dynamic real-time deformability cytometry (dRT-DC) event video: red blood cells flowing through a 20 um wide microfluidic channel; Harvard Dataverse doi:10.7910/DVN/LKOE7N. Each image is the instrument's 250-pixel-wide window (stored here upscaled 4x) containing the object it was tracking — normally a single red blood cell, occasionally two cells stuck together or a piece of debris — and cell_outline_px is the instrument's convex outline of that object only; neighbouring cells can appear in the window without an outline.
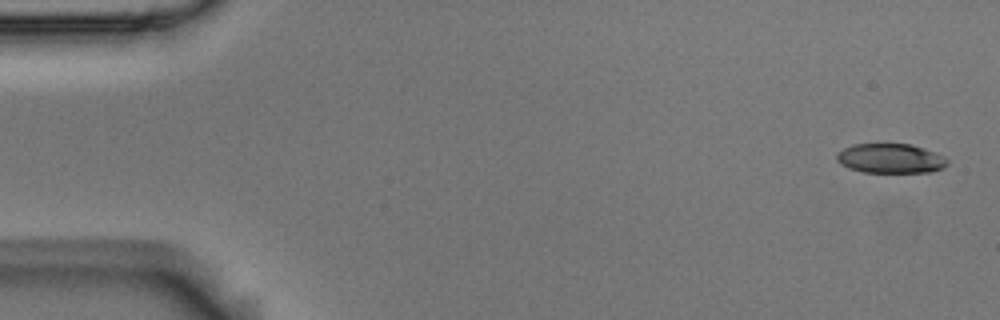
{"species": "Egyptian fruit bat (a non-hibernating species)", "species_latin": "Rousettus aegyptiacus", "temperature_condition": "room temperature", "stored_images_in_passage": 5, "camera_frame_rate_fps": 3000, "um_per_image_px": 0.085, "animal": {"sex": "male"}, "frame": {"image": 1, "passage_image": 1, "time_ms": 0.0, "image_size_px": [1000, 320], "cell_outline_px": [[948, 164], [944, 168], [932, 172], [864, 172], [848, 168], [840, 164], [836, 160], [836, 152], [852, 144], [912, 144], [924, 148], [944, 156], [948, 160]], "centroid_in_image_um": [75.69, 13.47], "position_along_channel_um": 9.3, "area_um2": 19.25}}
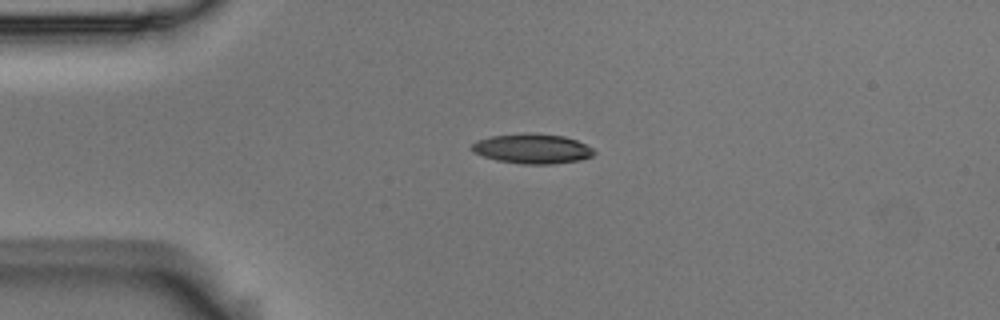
{"frame": {"image": 2, "passage_image": 4, "time_ms": 1.0, "image_size_px": [1000, 320], "cell_outline_px": [[596, 152], [592, 156], [580, 160], [552, 164], [520, 164], [496, 160], [472, 152], [472, 144], [476, 140], [492, 136], [524, 132], [528, 132], [564, 136], [576, 140], [592, 148]], "centroid_in_image_um": [45.23, 12.63], "position_along_channel_um": 39.8, "area_um2": 21.33}}